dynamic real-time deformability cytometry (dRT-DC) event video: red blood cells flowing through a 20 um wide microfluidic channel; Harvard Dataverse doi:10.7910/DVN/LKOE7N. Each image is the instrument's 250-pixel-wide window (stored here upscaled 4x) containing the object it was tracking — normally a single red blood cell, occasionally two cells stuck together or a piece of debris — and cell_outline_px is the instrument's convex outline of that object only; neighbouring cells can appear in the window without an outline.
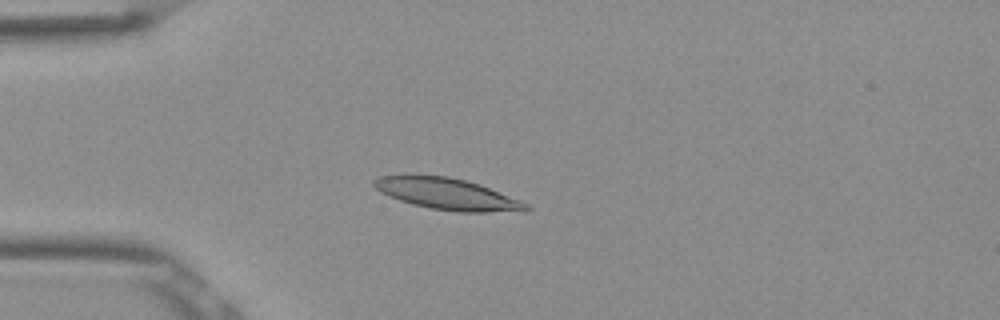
{"species": "Egyptian fruit bat (a non-hibernating species)", "species_latin": "Rousettus aegyptiacus", "temperature_condition": "room temperature", "stored_images_in_passage": 53, "camera_frame_rate_fps": 3000, "um_per_image_px": 0.085, "frame": {"image": 1, "passage_image": 14, "time_ms": 4.333, "image_size_px": [1000, 320], "cell_outline_px": [[532, 208], [488, 212], [456, 212], [432, 208], [412, 204], [388, 196], [380, 192], [372, 184], [372, 180], [380, 176], [408, 172], [448, 176], [464, 180], [488, 188], [520, 200], [528, 204]], "centroid_in_image_um": [37.84, 16.43], "position_along_channel_um": 47.2, "area_um2": 27.98}}
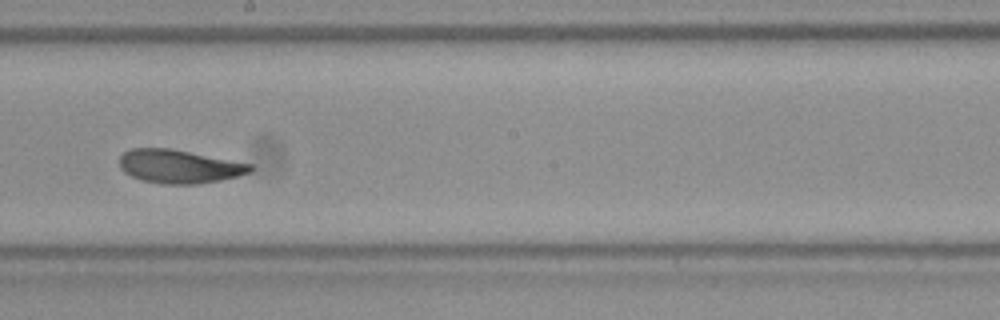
{"frame": {"image": 2, "passage_image": 30, "time_ms": 9.667, "image_size_px": [1000, 320], "cell_outline_px": [[256, 168], [252, 172], [220, 180], [200, 184], [164, 184], [140, 180], [124, 172], [120, 168], [120, 156], [124, 152], [132, 148], [172, 148], [252, 164]], "centroid_in_image_um": [15.24, 14.14], "position_along_channel_um": 233.0, "area_um2": 25.72}}
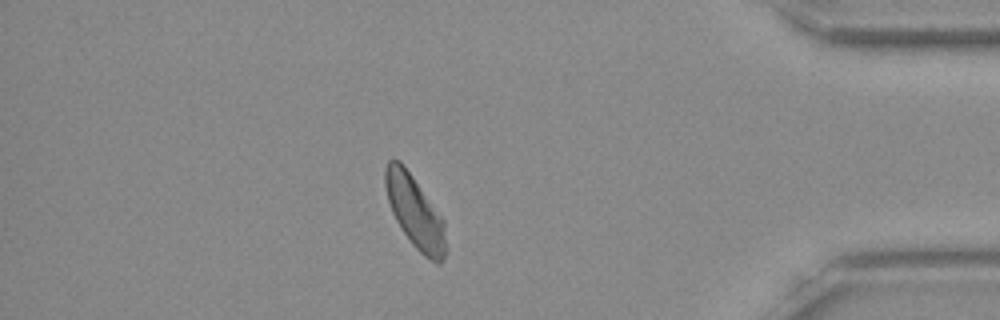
{"frame": {"image": 3, "passage_image": 46, "time_ms": 15.0, "image_size_px": [1000, 320], "cell_outline_px": [[448, 248], [444, 260], [440, 264], [436, 264], [424, 256], [412, 244], [400, 228], [392, 212], [388, 200], [384, 184], [384, 168], [388, 160], [392, 156], [400, 160], [404, 164], [444, 220]], "centroid_in_image_um": [35.28, 18.02], "position_along_channel_um": 399.9, "area_um2": 26.07}, "authors_computed_cell_mechanics": {"area_um2": 25.9522, "velocity_mm_per_s": 3.8177, "shape_relaxation_time_tau1_ms": 4.0853, "shape_relaxation_time_tau2_ms": 2.2385, "deformation_change_tau1": 0.1422, "deformation_change_tau2": 0.079}}